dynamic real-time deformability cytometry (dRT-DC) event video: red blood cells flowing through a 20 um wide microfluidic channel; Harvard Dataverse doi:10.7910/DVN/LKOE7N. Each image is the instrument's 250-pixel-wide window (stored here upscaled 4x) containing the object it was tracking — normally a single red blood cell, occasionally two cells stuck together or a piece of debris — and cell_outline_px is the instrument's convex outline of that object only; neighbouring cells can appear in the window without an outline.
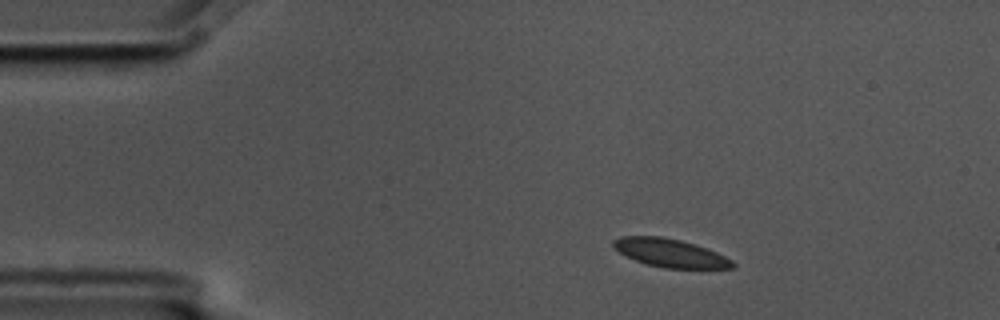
{"species": "common noctule bat (a hibernating species)", "species_latin": "Nyctalus noctula", "temperature_condition": "cold", "stored_images_in_passage": 3, "camera_frame_rate_fps": 3000, "um_per_image_px": 0.085, "animal": {"sex": "male", "body_mass_g": 17.5, "forearm_length_mm": 52.3}, "frame": {"image": 1, "passage_image": 1, "time_ms": 0.0, "image_size_px": [1000, 320], "cell_outline_px": [[736, 268], [664, 268], [648, 264], [636, 260], [612, 248], [612, 240], [620, 236], [660, 236], [680, 240], [696, 244], [708, 248], [732, 260], [736, 264]], "centroid_in_image_um": [56.97, 21.49], "position_along_channel_um": 28.0, "area_um2": 19.65}}
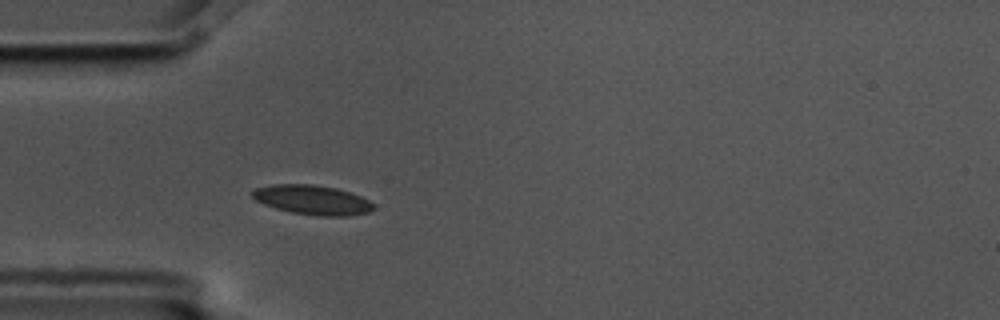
{"frame": {"image": 2, "passage_image": 3, "time_ms": 0.667, "image_size_px": [1000, 320], "cell_outline_px": [[376, 208], [368, 212], [348, 216], [316, 216], [292, 212], [276, 208], [264, 204], [256, 200], [252, 196], [252, 192], [256, 188], [272, 184], [312, 184], [336, 188], [360, 196], [376, 204]], "centroid_in_image_um": [26.58, 16.99], "position_along_channel_um": 58.4, "area_um2": 20.81}}